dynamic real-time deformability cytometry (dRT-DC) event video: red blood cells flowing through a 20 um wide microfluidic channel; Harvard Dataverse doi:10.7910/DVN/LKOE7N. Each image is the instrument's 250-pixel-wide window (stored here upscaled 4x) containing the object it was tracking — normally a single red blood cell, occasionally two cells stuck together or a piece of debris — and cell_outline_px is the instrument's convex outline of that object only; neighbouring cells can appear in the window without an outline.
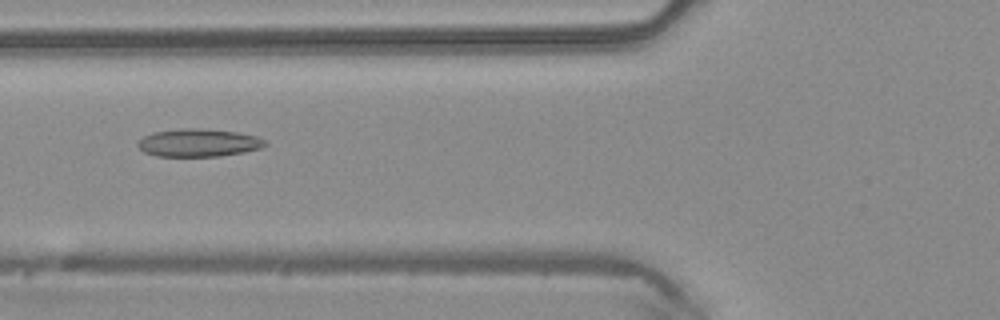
{"species": "common noctule bat (a hibernating species)", "species_latin": "Nyctalus noctula", "temperature_condition": "warm", "stored_images_in_passage": 2, "camera_frame_rate_fps": 3000, "um_per_image_px": 0.085, "animal": {"sex": "male", "body_mass_g": 20.4}, "frame": {"image": 1, "passage_image": 2, "time_ms": 0.333, "image_size_px": [1000, 320], "cell_outline_px": [[268, 144], [260, 148], [244, 152], [220, 156], [156, 156], [144, 152], [136, 144], [144, 136], [152, 132], [184, 128], [192, 128], [236, 132], [256, 136], [264, 140]], "centroid_in_image_um": [16.86, 12.14], "position_along_channel_um": 108.9, "area_um2": 20.46}}